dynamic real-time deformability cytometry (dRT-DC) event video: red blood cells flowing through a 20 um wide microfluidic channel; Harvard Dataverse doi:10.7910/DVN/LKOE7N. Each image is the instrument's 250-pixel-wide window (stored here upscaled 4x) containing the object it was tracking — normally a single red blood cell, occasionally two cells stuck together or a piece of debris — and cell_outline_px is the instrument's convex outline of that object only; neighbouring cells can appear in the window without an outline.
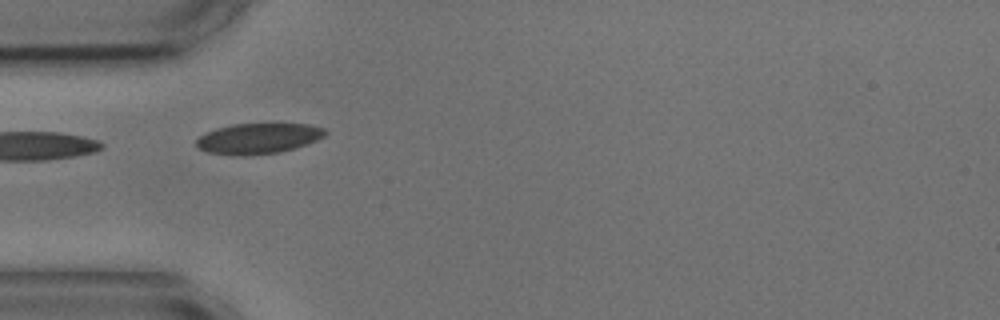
{"species": "common noctule bat (a hibernating species)", "species_latin": "Nyctalus noctula", "temperature_condition": "cold", "stored_images_in_passage": 3, "camera_frame_rate_fps": 3000, "um_per_image_px": 0.085, "animal": {"sex": "male", "body_mass_g": 17.9, "forearm_length_mm": 54.2}, "frame": {"image": 1, "passage_image": 1, "time_ms": 0.0, "image_size_px": [1000, 320], "cell_outline_px": [[328, 132], [324, 136], [316, 140], [280, 152], [248, 156], [232, 156], [208, 152], [200, 148], [196, 144], [196, 140], [200, 136], [216, 128], [232, 124], [308, 124], [324, 128]], "centroid_in_image_um": [21.93, 11.78], "position_along_channel_um": 63.1, "area_um2": 22.83}}